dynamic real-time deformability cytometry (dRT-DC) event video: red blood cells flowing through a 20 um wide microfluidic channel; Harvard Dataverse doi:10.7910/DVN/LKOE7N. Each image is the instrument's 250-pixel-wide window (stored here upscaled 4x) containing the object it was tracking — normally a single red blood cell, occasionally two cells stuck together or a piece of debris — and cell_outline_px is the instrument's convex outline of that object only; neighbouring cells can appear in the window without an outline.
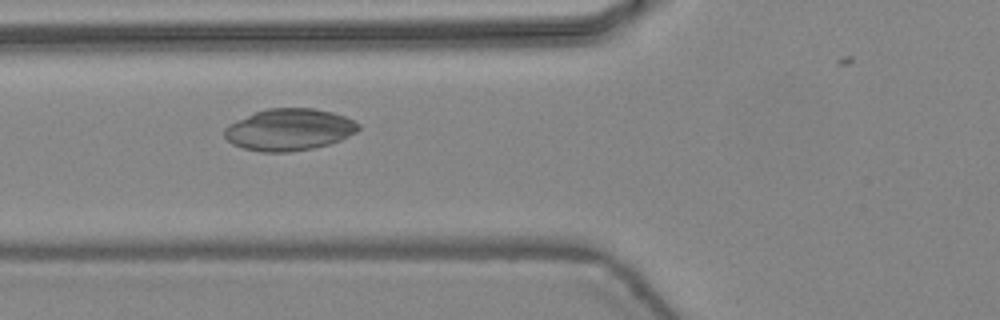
{"species": "common noctule bat (a hibernating species)", "species_latin": "Nyctalus noctula", "temperature_condition": "warm", "stored_images_in_passage": 42, "camera_frame_rate_fps": 3000, "um_per_image_px": 0.085, "animal": {"sex": "female", "body_mass_g": 24.6, "forearm_length_mm": 56.2}, "frame": {"image": 1, "passage_image": 19, "time_ms": 6.0, "image_size_px": [1000, 320], "cell_outline_px": [[360, 128], [356, 132], [340, 140], [328, 144], [312, 148], [288, 152], [260, 152], [244, 148], [232, 144], [224, 136], [224, 128], [228, 124], [256, 112], [268, 108], [312, 108], [332, 112], [344, 116], [360, 124]], "centroid_in_image_um": [24.57, 11.02], "position_along_channel_um": 101.2, "area_um2": 32.48}}
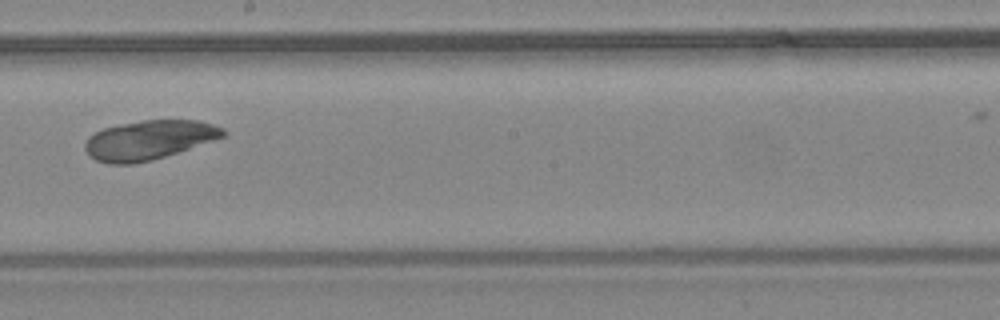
{"frame": {"image": 2, "passage_image": 28, "time_ms": 9.0, "image_size_px": [1000, 320], "cell_outline_px": [[228, 132], [224, 136], [152, 160], [132, 164], [108, 164], [96, 160], [88, 156], [84, 148], [84, 144], [88, 136], [104, 128], [144, 120], [200, 120], [224, 128]], "centroid_in_image_um": [12.62, 11.9], "position_along_channel_um": 235.6, "area_um2": 31.33}}
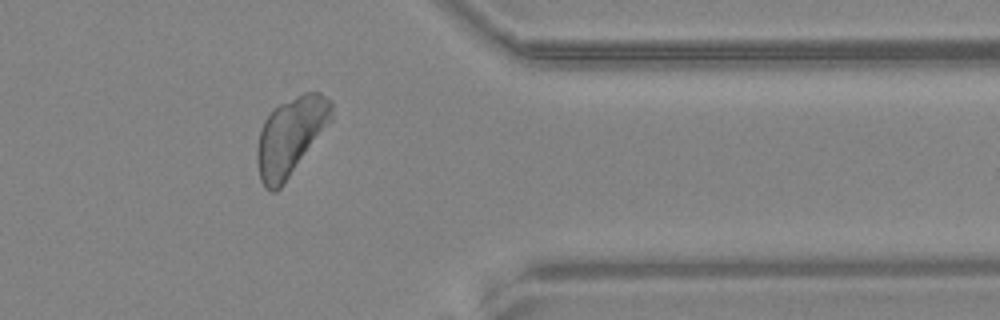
{"frame": {"image": 3, "passage_image": 39, "time_ms": 12.667, "image_size_px": [1000, 320], "cell_outline_px": [[332, 120], [284, 184], [276, 192], [272, 192], [264, 188], [260, 180], [256, 160], [256, 148], [260, 128], [264, 120], [280, 104], [304, 92], [320, 92], [332, 100]], "centroid_in_image_um": [24.69, 11.6], "position_along_channel_um": 386.7, "area_um2": 33.87}}